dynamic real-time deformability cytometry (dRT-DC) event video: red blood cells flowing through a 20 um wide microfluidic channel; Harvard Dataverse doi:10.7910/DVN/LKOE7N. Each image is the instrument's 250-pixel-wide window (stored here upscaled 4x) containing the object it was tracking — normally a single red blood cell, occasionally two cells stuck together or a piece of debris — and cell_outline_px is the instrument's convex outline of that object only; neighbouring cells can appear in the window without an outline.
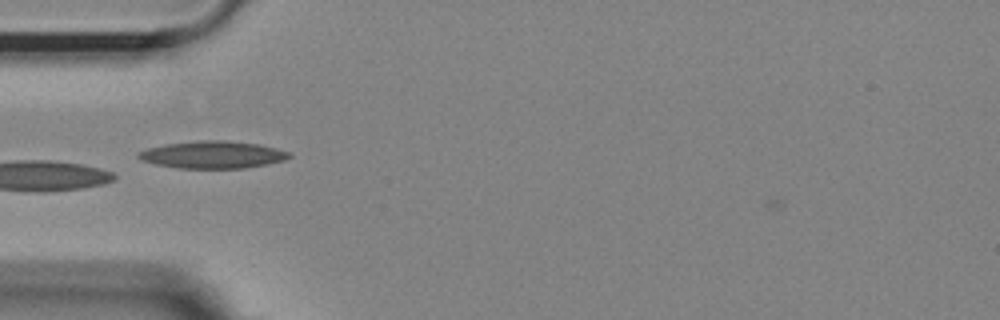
{"species": "Egyptian fruit bat (a non-hibernating species)", "species_latin": "Rousettus aegyptiacus", "temperature_condition": "room temperature", "stored_images_in_passage": 36, "camera_frame_rate_fps": 3000, "um_per_image_px": 0.085, "animal": {"sex": "female"}, "frame": {"image": 1, "passage_image": 3, "time_ms": 0.667, "image_size_px": [1000, 320], "cell_outline_px": [[292, 156], [284, 160], [268, 164], [244, 168], [180, 168], [156, 164], [140, 160], [136, 156], [136, 152], [148, 148], [168, 144], [200, 140], [224, 140], [260, 144], [292, 152]], "centroid_in_image_um": [18.1, 13.15], "position_along_channel_um": 66.9, "area_um2": 24.04}, "authors_computed_cell_mechanics": {"area_um2": 22.7443, "velocity_mm_per_s": 3.657, "shape_relaxation_time_tau1_ms": 10.683, "shape_relaxation_time_tau2_ms": 2.6339, "deformation_change_tau1": 0.1926, "deformation_change_tau2": 0.0511}}